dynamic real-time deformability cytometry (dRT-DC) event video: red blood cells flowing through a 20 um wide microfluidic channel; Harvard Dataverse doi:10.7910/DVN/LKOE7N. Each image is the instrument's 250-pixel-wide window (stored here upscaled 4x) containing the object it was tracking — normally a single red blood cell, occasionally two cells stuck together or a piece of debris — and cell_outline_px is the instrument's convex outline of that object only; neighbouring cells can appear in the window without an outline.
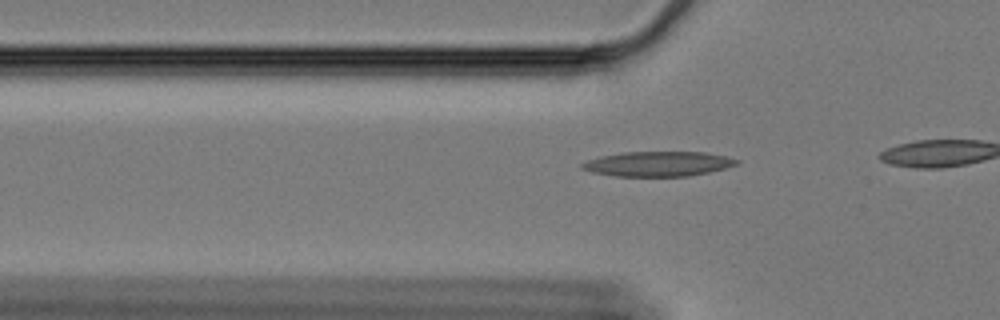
{"species": "Egyptian fruit bat (a non-hibernating species)", "species_latin": "Rousettus aegyptiacus", "temperature_condition": "cold", "stored_images_in_passage": 8, "camera_frame_rate_fps": 3000, "um_per_image_px": 0.085, "animal": {"sex": "female"}, "frame": {"image": 1, "passage_image": 2, "time_ms": 0.333, "image_size_px": [1000, 320], "cell_outline_px": [[740, 164], [708, 172], [688, 176], [616, 176], [592, 172], [580, 168], [580, 164], [588, 160], [600, 156], [620, 152], [704, 152], [724, 156], [740, 160]], "centroid_in_image_um": [55.92, 13.92], "position_along_channel_um": 69.9, "area_um2": 22.37}}
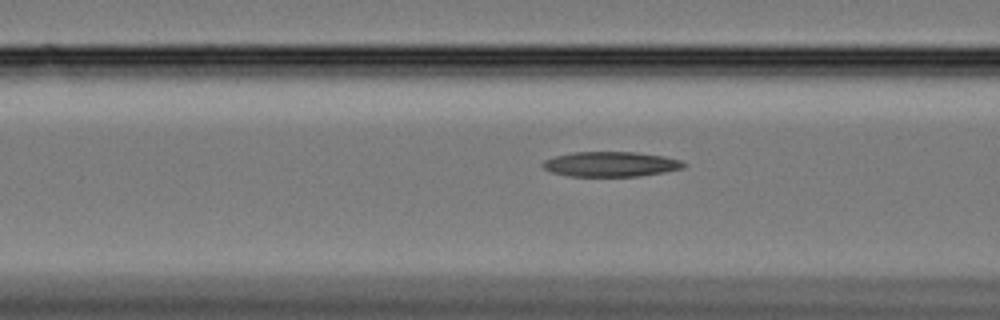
{"frame": {"image": 2, "passage_image": 6, "time_ms": 1.667, "image_size_px": [1000, 320], "cell_outline_px": [[688, 164], [684, 168], [664, 172], [640, 176], [568, 176], [552, 172], [544, 168], [540, 164], [544, 160], [556, 156], [572, 152], [636, 152], [664, 156], [680, 160]], "centroid_in_image_um": [51.93, 13.95], "position_along_channel_um": 114.7, "area_um2": 20.58}}